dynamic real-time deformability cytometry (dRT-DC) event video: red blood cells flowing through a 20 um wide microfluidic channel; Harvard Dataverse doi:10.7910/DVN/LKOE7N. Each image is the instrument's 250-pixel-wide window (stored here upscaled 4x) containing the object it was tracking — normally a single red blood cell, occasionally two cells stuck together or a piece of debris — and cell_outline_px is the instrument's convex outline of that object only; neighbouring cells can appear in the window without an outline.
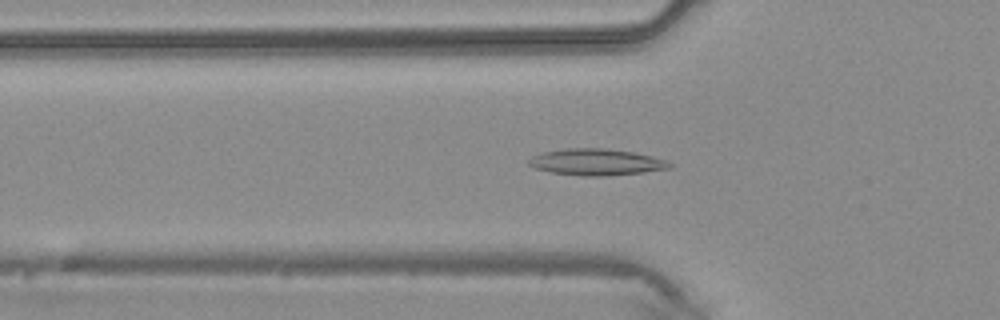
{"species": "common noctule bat (a hibernating species)", "species_latin": "Nyctalus noctula", "temperature_condition": "warm", "stored_images_in_passage": 44, "camera_frame_rate_fps": 3000, "um_per_image_px": 0.085, "animal": {"sex": "male", "body_mass_g": 20.4}, "frame": {"image": 1, "passage_image": 15, "time_ms": 4.667, "image_size_px": [1000, 320], "cell_outline_px": [[676, 164], [672, 168], [644, 172], [604, 176], [580, 176], [548, 172], [536, 168], [528, 164], [528, 160], [532, 156], [544, 152], [564, 148], [604, 148], [632, 152], [652, 156], [668, 160]], "centroid_in_image_um": [50.73, 13.78], "position_along_channel_um": 75.1, "area_um2": 21.96}}
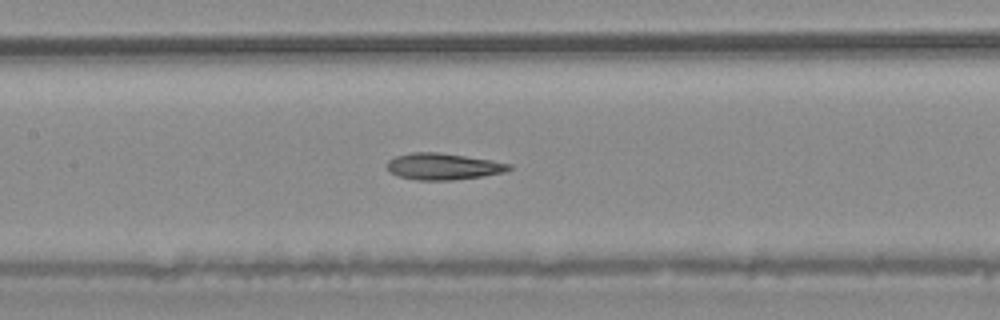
{"frame": {"image": 2, "passage_image": 21, "time_ms": 6.667, "image_size_px": [1000, 320], "cell_outline_px": [[516, 168], [504, 172], [480, 176], [452, 180], [416, 180], [396, 176], [388, 172], [384, 164], [388, 160], [396, 156], [412, 152], [436, 152], [492, 160], [512, 164]], "centroid_in_image_um": [37.63, 14.15], "position_along_channel_um": 169.8, "area_um2": 19.07}}
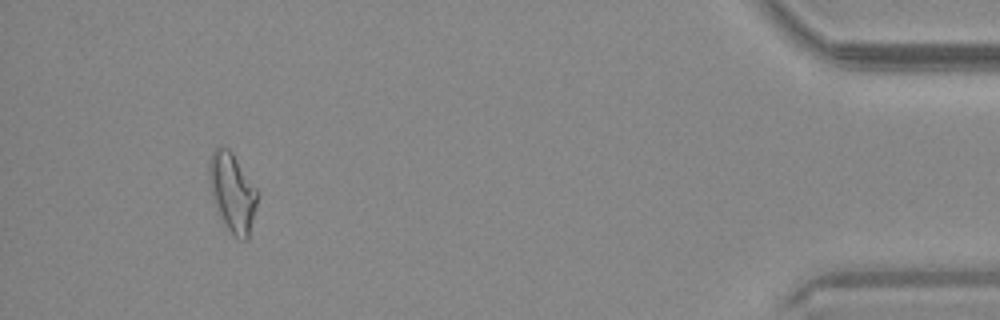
{"frame": {"image": 3, "passage_image": 41, "time_ms": 13.333, "image_size_px": [1000, 320], "cell_outline_px": [[256, 204], [248, 240], [244, 240], [236, 236], [228, 228], [216, 212], [208, 180], [208, 164], [212, 152], [216, 148], [228, 148], [232, 152], [256, 188]], "centroid_in_image_um": [19.71, 16.34], "position_along_channel_um": 415.5, "area_um2": 21.79}}